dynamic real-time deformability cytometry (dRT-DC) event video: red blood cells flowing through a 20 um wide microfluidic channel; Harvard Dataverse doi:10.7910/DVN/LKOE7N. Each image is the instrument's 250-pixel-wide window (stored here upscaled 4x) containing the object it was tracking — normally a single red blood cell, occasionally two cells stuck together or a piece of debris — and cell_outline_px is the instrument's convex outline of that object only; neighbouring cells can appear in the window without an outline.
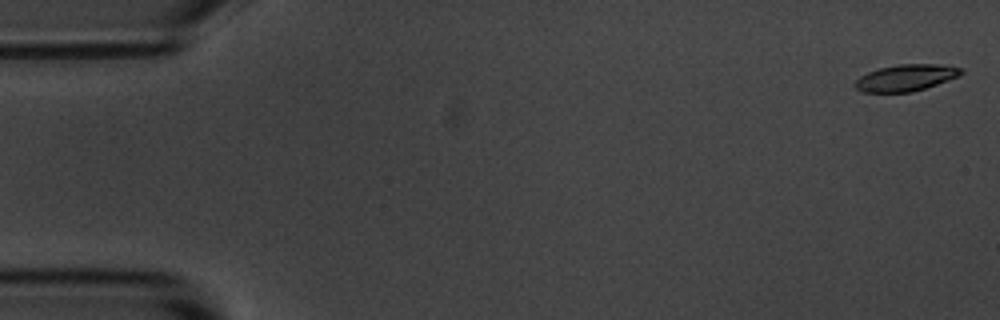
{"species": "common noctule bat (a hibernating species)", "species_latin": "Nyctalus noctula", "temperature_condition": "room temperature", "stored_images_in_passage": 55, "camera_frame_rate_fps": 3000, "um_per_image_px": 0.085, "animal": {"sex": "male", "body_mass_g": 20.1, "forearm_length_mm": 53.5}, "frame": {"image": 1, "passage_image": 1, "time_ms": 0.0, "image_size_px": [1000, 320], "cell_outline_px": [[964, 72], [960, 76], [912, 92], [864, 92], [856, 88], [852, 84], [860, 76], [868, 72], [880, 68], [900, 64], [936, 64], [960, 68]], "centroid_in_image_um": [76.97, 6.61], "position_along_channel_um": 8.0, "area_um2": 16.24}}
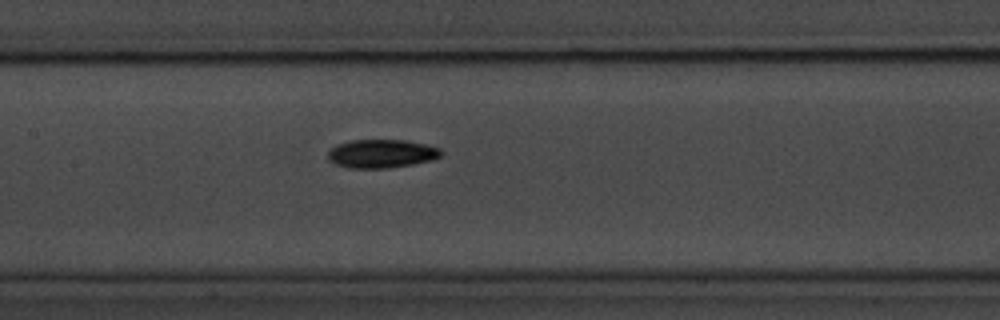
{"frame": {"image": 2, "passage_image": 26, "time_ms": 8.333, "image_size_px": [1000, 320], "cell_outline_px": [[444, 152], [440, 156], [432, 160], [412, 164], [388, 168], [348, 168], [336, 164], [328, 160], [328, 152], [336, 144], [352, 140], [404, 140], [424, 144], [440, 148]], "centroid_in_image_um": [32.42, 13.06], "position_along_channel_um": 175.0, "area_um2": 18.79}}
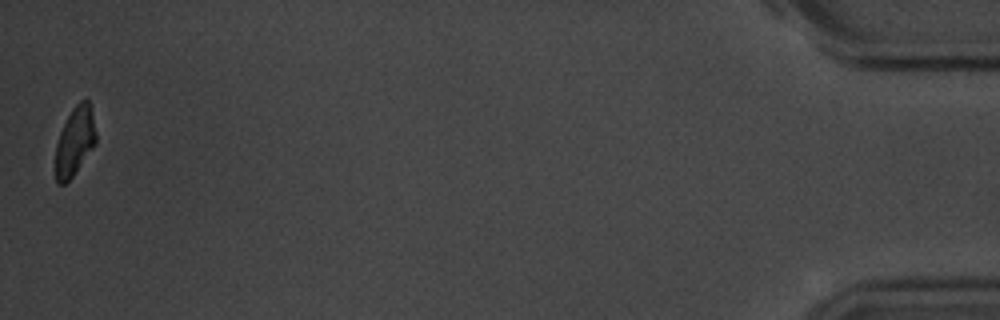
{"frame": {"image": 3, "passage_image": 55, "time_ms": 18.0, "image_size_px": [1000, 320], "cell_outline_px": [[96, 144], [72, 176], [64, 184], [56, 184], [56, 144], [60, 132], [72, 108], [80, 100], [88, 100], [92, 112], [96, 132]], "centroid_in_image_um": [6.37, 12.0], "position_along_channel_um": 428.8, "area_um2": 16.01}, "authors_computed_cell_mechanics": {"area_um2": 17.6868, "velocity_mm_per_s": 3.6002, "shape_relaxation_time_tau1_ms": 2.6802, "shape_relaxation_time_tau2_ms": null, "deformation_change_tau1": 0.1396, "deformation_change_tau2": null}}